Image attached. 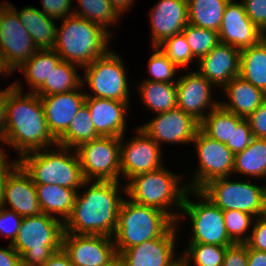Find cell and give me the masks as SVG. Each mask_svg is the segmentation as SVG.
<instances>
[{
	"mask_svg": "<svg viewBox=\"0 0 266 266\" xmlns=\"http://www.w3.org/2000/svg\"><path fill=\"white\" fill-rule=\"evenodd\" d=\"M21 88L17 82L7 87L3 136V142L14 147L20 157L57 145V139L48 128L40 96L30 91L23 95Z\"/></svg>",
	"mask_w": 266,
	"mask_h": 266,
	"instance_id": "cell-1",
	"label": "cell"
},
{
	"mask_svg": "<svg viewBox=\"0 0 266 266\" xmlns=\"http://www.w3.org/2000/svg\"><path fill=\"white\" fill-rule=\"evenodd\" d=\"M90 183V184H89ZM86 192H77L72 214L64 223V233L113 237L123 198L118 181H85Z\"/></svg>",
	"mask_w": 266,
	"mask_h": 266,
	"instance_id": "cell-2",
	"label": "cell"
},
{
	"mask_svg": "<svg viewBox=\"0 0 266 266\" xmlns=\"http://www.w3.org/2000/svg\"><path fill=\"white\" fill-rule=\"evenodd\" d=\"M111 35L101 26L76 15L63 19L57 29L54 50L62 61L76 64L80 68L105 55L109 50Z\"/></svg>",
	"mask_w": 266,
	"mask_h": 266,
	"instance_id": "cell-3",
	"label": "cell"
},
{
	"mask_svg": "<svg viewBox=\"0 0 266 266\" xmlns=\"http://www.w3.org/2000/svg\"><path fill=\"white\" fill-rule=\"evenodd\" d=\"M176 174L163 166L160 169L132 177L122 189L131 201L157 208L177 223L182 215L168 209L173 206L179 210L182 209L189 188L186 184L180 185L181 176Z\"/></svg>",
	"mask_w": 266,
	"mask_h": 266,
	"instance_id": "cell-4",
	"label": "cell"
},
{
	"mask_svg": "<svg viewBox=\"0 0 266 266\" xmlns=\"http://www.w3.org/2000/svg\"><path fill=\"white\" fill-rule=\"evenodd\" d=\"M54 149L52 152L48 148L31 151L19 157V164L34 185H59L69 189L85 187L86 180L76 151L69 155L67 152L71 150L68 147L55 145Z\"/></svg>",
	"mask_w": 266,
	"mask_h": 266,
	"instance_id": "cell-5",
	"label": "cell"
},
{
	"mask_svg": "<svg viewBox=\"0 0 266 266\" xmlns=\"http://www.w3.org/2000/svg\"><path fill=\"white\" fill-rule=\"evenodd\" d=\"M64 223L45 213L23 217L12 247L21 256V266H41L62 249Z\"/></svg>",
	"mask_w": 266,
	"mask_h": 266,
	"instance_id": "cell-6",
	"label": "cell"
},
{
	"mask_svg": "<svg viewBox=\"0 0 266 266\" xmlns=\"http://www.w3.org/2000/svg\"><path fill=\"white\" fill-rule=\"evenodd\" d=\"M175 222L163 211L123 199L113 235L117 254L161 237Z\"/></svg>",
	"mask_w": 266,
	"mask_h": 266,
	"instance_id": "cell-7",
	"label": "cell"
},
{
	"mask_svg": "<svg viewBox=\"0 0 266 266\" xmlns=\"http://www.w3.org/2000/svg\"><path fill=\"white\" fill-rule=\"evenodd\" d=\"M200 191L222 211L240 210L254 219L266 215V186L220 177L209 181Z\"/></svg>",
	"mask_w": 266,
	"mask_h": 266,
	"instance_id": "cell-8",
	"label": "cell"
},
{
	"mask_svg": "<svg viewBox=\"0 0 266 266\" xmlns=\"http://www.w3.org/2000/svg\"><path fill=\"white\" fill-rule=\"evenodd\" d=\"M84 69L82 85L88 84L93 92V94L85 93L86 97L129 102V83L124 64L118 54L108 51L86 65Z\"/></svg>",
	"mask_w": 266,
	"mask_h": 266,
	"instance_id": "cell-9",
	"label": "cell"
},
{
	"mask_svg": "<svg viewBox=\"0 0 266 266\" xmlns=\"http://www.w3.org/2000/svg\"><path fill=\"white\" fill-rule=\"evenodd\" d=\"M194 193L201 199L194 203L187 197ZM182 212L187 214L192 223V237L189 243H203L220 246H231L235 244L226 231L223 212L200 190H188L185 195Z\"/></svg>",
	"mask_w": 266,
	"mask_h": 266,
	"instance_id": "cell-10",
	"label": "cell"
},
{
	"mask_svg": "<svg viewBox=\"0 0 266 266\" xmlns=\"http://www.w3.org/2000/svg\"><path fill=\"white\" fill-rule=\"evenodd\" d=\"M75 150L85 180L121 182L120 137H99Z\"/></svg>",
	"mask_w": 266,
	"mask_h": 266,
	"instance_id": "cell-11",
	"label": "cell"
},
{
	"mask_svg": "<svg viewBox=\"0 0 266 266\" xmlns=\"http://www.w3.org/2000/svg\"><path fill=\"white\" fill-rule=\"evenodd\" d=\"M196 144L199 169L196 170L190 190H200L209 181L229 177L233 173L234 153L224 144L207 136L200 128L192 141Z\"/></svg>",
	"mask_w": 266,
	"mask_h": 266,
	"instance_id": "cell-12",
	"label": "cell"
},
{
	"mask_svg": "<svg viewBox=\"0 0 266 266\" xmlns=\"http://www.w3.org/2000/svg\"><path fill=\"white\" fill-rule=\"evenodd\" d=\"M0 51L14 72L38 50L17 13L6 2L0 3Z\"/></svg>",
	"mask_w": 266,
	"mask_h": 266,
	"instance_id": "cell-13",
	"label": "cell"
},
{
	"mask_svg": "<svg viewBox=\"0 0 266 266\" xmlns=\"http://www.w3.org/2000/svg\"><path fill=\"white\" fill-rule=\"evenodd\" d=\"M137 135L126 144L124 135L120 137V173L128 181L139 174L151 172L163 167L161 147L141 128Z\"/></svg>",
	"mask_w": 266,
	"mask_h": 266,
	"instance_id": "cell-14",
	"label": "cell"
},
{
	"mask_svg": "<svg viewBox=\"0 0 266 266\" xmlns=\"http://www.w3.org/2000/svg\"><path fill=\"white\" fill-rule=\"evenodd\" d=\"M62 249L74 266H105L118 256L113 237L105 235L64 233Z\"/></svg>",
	"mask_w": 266,
	"mask_h": 266,
	"instance_id": "cell-15",
	"label": "cell"
},
{
	"mask_svg": "<svg viewBox=\"0 0 266 266\" xmlns=\"http://www.w3.org/2000/svg\"><path fill=\"white\" fill-rule=\"evenodd\" d=\"M160 147L163 143H191L200 123L178 107L158 113L155 118L139 126Z\"/></svg>",
	"mask_w": 266,
	"mask_h": 266,
	"instance_id": "cell-16",
	"label": "cell"
},
{
	"mask_svg": "<svg viewBox=\"0 0 266 266\" xmlns=\"http://www.w3.org/2000/svg\"><path fill=\"white\" fill-rule=\"evenodd\" d=\"M176 86L177 107L186 114L191 115L199 123L210 110L220 105V102L212 99L211 89L213 84L201 75L198 70L179 77L176 80ZM205 109H208V111ZM205 111L208 113H204Z\"/></svg>",
	"mask_w": 266,
	"mask_h": 266,
	"instance_id": "cell-17",
	"label": "cell"
},
{
	"mask_svg": "<svg viewBox=\"0 0 266 266\" xmlns=\"http://www.w3.org/2000/svg\"><path fill=\"white\" fill-rule=\"evenodd\" d=\"M221 43L242 50L257 44L265 34L250 20L242 2L229 0L218 31Z\"/></svg>",
	"mask_w": 266,
	"mask_h": 266,
	"instance_id": "cell-18",
	"label": "cell"
},
{
	"mask_svg": "<svg viewBox=\"0 0 266 266\" xmlns=\"http://www.w3.org/2000/svg\"><path fill=\"white\" fill-rule=\"evenodd\" d=\"M174 223L161 237L145 241L121 252L118 256L125 266H172L174 258L176 228Z\"/></svg>",
	"mask_w": 266,
	"mask_h": 266,
	"instance_id": "cell-19",
	"label": "cell"
},
{
	"mask_svg": "<svg viewBox=\"0 0 266 266\" xmlns=\"http://www.w3.org/2000/svg\"><path fill=\"white\" fill-rule=\"evenodd\" d=\"M198 70L214 86L223 88L232 78L239 76L240 50L219 42L198 60Z\"/></svg>",
	"mask_w": 266,
	"mask_h": 266,
	"instance_id": "cell-20",
	"label": "cell"
},
{
	"mask_svg": "<svg viewBox=\"0 0 266 266\" xmlns=\"http://www.w3.org/2000/svg\"><path fill=\"white\" fill-rule=\"evenodd\" d=\"M152 47L182 33L188 24V0H160L151 9Z\"/></svg>",
	"mask_w": 266,
	"mask_h": 266,
	"instance_id": "cell-21",
	"label": "cell"
},
{
	"mask_svg": "<svg viewBox=\"0 0 266 266\" xmlns=\"http://www.w3.org/2000/svg\"><path fill=\"white\" fill-rule=\"evenodd\" d=\"M80 90L40 96L48 128L56 139L68 129L75 115L85 103L86 95Z\"/></svg>",
	"mask_w": 266,
	"mask_h": 266,
	"instance_id": "cell-22",
	"label": "cell"
},
{
	"mask_svg": "<svg viewBox=\"0 0 266 266\" xmlns=\"http://www.w3.org/2000/svg\"><path fill=\"white\" fill-rule=\"evenodd\" d=\"M85 104L88 106L91 119L96 133L100 137H122L126 131V112L129 102L118 100L86 97Z\"/></svg>",
	"mask_w": 266,
	"mask_h": 266,
	"instance_id": "cell-23",
	"label": "cell"
},
{
	"mask_svg": "<svg viewBox=\"0 0 266 266\" xmlns=\"http://www.w3.org/2000/svg\"><path fill=\"white\" fill-rule=\"evenodd\" d=\"M4 192V207L10 205L9 210L15 211L22 217L42 213L35 185L20 164L9 174Z\"/></svg>",
	"mask_w": 266,
	"mask_h": 266,
	"instance_id": "cell-24",
	"label": "cell"
},
{
	"mask_svg": "<svg viewBox=\"0 0 266 266\" xmlns=\"http://www.w3.org/2000/svg\"><path fill=\"white\" fill-rule=\"evenodd\" d=\"M228 102L220 105L238 116L247 118L265 100L266 94L259 88L245 81L240 76L234 77L223 88Z\"/></svg>",
	"mask_w": 266,
	"mask_h": 266,
	"instance_id": "cell-25",
	"label": "cell"
},
{
	"mask_svg": "<svg viewBox=\"0 0 266 266\" xmlns=\"http://www.w3.org/2000/svg\"><path fill=\"white\" fill-rule=\"evenodd\" d=\"M8 5L17 13L21 24L26 28L38 49L54 48L57 35L55 19L47 17L40 9L33 6L17 11L10 3Z\"/></svg>",
	"mask_w": 266,
	"mask_h": 266,
	"instance_id": "cell-26",
	"label": "cell"
},
{
	"mask_svg": "<svg viewBox=\"0 0 266 266\" xmlns=\"http://www.w3.org/2000/svg\"><path fill=\"white\" fill-rule=\"evenodd\" d=\"M35 189L42 213L59 216L58 219L65 223L72 214L78 189L48 184L35 185Z\"/></svg>",
	"mask_w": 266,
	"mask_h": 266,
	"instance_id": "cell-27",
	"label": "cell"
},
{
	"mask_svg": "<svg viewBox=\"0 0 266 266\" xmlns=\"http://www.w3.org/2000/svg\"><path fill=\"white\" fill-rule=\"evenodd\" d=\"M239 76L266 94V36L240 51Z\"/></svg>",
	"mask_w": 266,
	"mask_h": 266,
	"instance_id": "cell-28",
	"label": "cell"
},
{
	"mask_svg": "<svg viewBox=\"0 0 266 266\" xmlns=\"http://www.w3.org/2000/svg\"><path fill=\"white\" fill-rule=\"evenodd\" d=\"M62 58L54 49H38L36 53L17 70L24 73L31 92L35 93L48 79L51 71L58 66Z\"/></svg>",
	"mask_w": 266,
	"mask_h": 266,
	"instance_id": "cell-29",
	"label": "cell"
},
{
	"mask_svg": "<svg viewBox=\"0 0 266 266\" xmlns=\"http://www.w3.org/2000/svg\"><path fill=\"white\" fill-rule=\"evenodd\" d=\"M243 119L219 105L200 122V129L207 136L224 143L231 150L233 127H236Z\"/></svg>",
	"mask_w": 266,
	"mask_h": 266,
	"instance_id": "cell-30",
	"label": "cell"
},
{
	"mask_svg": "<svg viewBox=\"0 0 266 266\" xmlns=\"http://www.w3.org/2000/svg\"><path fill=\"white\" fill-rule=\"evenodd\" d=\"M233 172L266 177V138H253L247 148L234 154Z\"/></svg>",
	"mask_w": 266,
	"mask_h": 266,
	"instance_id": "cell-31",
	"label": "cell"
},
{
	"mask_svg": "<svg viewBox=\"0 0 266 266\" xmlns=\"http://www.w3.org/2000/svg\"><path fill=\"white\" fill-rule=\"evenodd\" d=\"M139 94L142 96L144 105L157 114L169 111L177 107L176 83H165L143 80L138 85Z\"/></svg>",
	"mask_w": 266,
	"mask_h": 266,
	"instance_id": "cell-32",
	"label": "cell"
},
{
	"mask_svg": "<svg viewBox=\"0 0 266 266\" xmlns=\"http://www.w3.org/2000/svg\"><path fill=\"white\" fill-rule=\"evenodd\" d=\"M76 64L61 61L49 74L48 79L35 92L38 96H49L53 94L65 93L78 88L82 85V77L78 75Z\"/></svg>",
	"mask_w": 266,
	"mask_h": 266,
	"instance_id": "cell-33",
	"label": "cell"
},
{
	"mask_svg": "<svg viewBox=\"0 0 266 266\" xmlns=\"http://www.w3.org/2000/svg\"><path fill=\"white\" fill-rule=\"evenodd\" d=\"M228 2L229 0H188V23L218 32Z\"/></svg>",
	"mask_w": 266,
	"mask_h": 266,
	"instance_id": "cell-34",
	"label": "cell"
},
{
	"mask_svg": "<svg viewBox=\"0 0 266 266\" xmlns=\"http://www.w3.org/2000/svg\"><path fill=\"white\" fill-rule=\"evenodd\" d=\"M99 137L91 119L88 106L84 103L70 123L68 129L57 139V145L73 150L79 145Z\"/></svg>",
	"mask_w": 266,
	"mask_h": 266,
	"instance_id": "cell-35",
	"label": "cell"
},
{
	"mask_svg": "<svg viewBox=\"0 0 266 266\" xmlns=\"http://www.w3.org/2000/svg\"><path fill=\"white\" fill-rule=\"evenodd\" d=\"M77 2L79 3L80 11L74 9V15L101 26L112 36L108 26L116 23L120 16L113 8L110 0H78Z\"/></svg>",
	"mask_w": 266,
	"mask_h": 266,
	"instance_id": "cell-36",
	"label": "cell"
},
{
	"mask_svg": "<svg viewBox=\"0 0 266 266\" xmlns=\"http://www.w3.org/2000/svg\"><path fill=\"white\" fill-rule=\"evenodd\" d=\"M228 246L203 243H188L186 252L181 256L187 266H222Z\"/></svg>",
	"mask_w": 266,
	"mask_h": 266,
	"instance_id": "cell-37",
	"label": "cell"
},
{
	"mask_svg": "<svg viewBox=\"0 0 266 266\" xmlns=\"http://www.w3.org/2000/svg\"><path fill=\"white\" fill-rule=\"evenodd\" d=\"M182 33L197 60L208 54L220 42L217 31L196 27L189 23Z\"/></svg>",
	"mask_w": 266,
	"mask_h": 266,
	"instance_id": "cell-38",
	"label": "cell"
},
{
	"mask_svg": "<svg viewBox=\"0 0 266 266\" xmlns=\"http://www.w3.org/2000/svg\"><path fill=\"white\" fill-rule=\"evenodd\" d=\"M158 48L162 50L167 55L168 59L177 67L185 66L187 70L188 64L194 62L193 60L196 59L183 33L167 38L158 45Z\"/></svg>",
	"mask_w": 266,
	"mask_h": 266,
	"instance_id": "cell-39",
	"label": "cell"
},
{
	"mask_svg": "<svg viewBox=\"0 0 266 266\" xmlns=\"http://www.w3.org/2000/svg\"><path fill=\"white\" fill-rule=\"evenodd\" d=\"M222 212L229 238L234 243L245 244L250 236L245 232H247V230L251 226V222L254 216L240 210H224Z\"/></svg>",
	"mask_w": 266,
	"mask_h": 266,
	"instance_id": "cell-40",
	"label": "cell"
},
{
	"mask_svg": "<svg viewBox=\"0 0 266 266\" xmlns=\"http://www.w3.org/2000/svg\"><path fill=\"white\" fill-rule=\"evenodd\" d=\"M152 48H154V53L150 56L148 61V72L152 78H146V80L176 83L173 77L176 76L175 72L177 66L168 59L167 55L160 50L158 46Z\"/></svg>",
	"mask_w": 266,
	"mask_h": 266,
	"instance_id": "cell-41",
	"label": "cell"
},
{
	"mask_svg": "<svg viewBox=\"0 0 266 266\" xmlns=\"http://www.w3.org/2000/svg\"><path fill=\"white\" fill-rule=\"evenodd\" d=\"M23 217L15 211L9 210L8 207L0 209V234L11 238L9 244L12 245L15 241Z\"/></svg>",
	"mask_w": 266,
	"mask_h": 266,
	"instance_id": "cell-42",
	"label": "cell"
},
{
	"mask_svg": "<svg viewBox=\"0 0 266 266\" xmlns=\"http://www.w3.org/2000/svg\"><path fill=\"white\" fill-rule=\"evenodd\" d=\"M253 139L250 124L244 118L236 127H233V134L231 135V151L236 154L243 151L249 146Z\"/></svg>",
	"mask_w": 266,
	"mask_h": 266,
	"instance_id": "cell-43",
	"label": "cell"
},
{
	"mask_svg": "<svg viewBox=\"0 0 266 266\" xmlns=\"http://www.w3.org/2000/svg\"><path fill=\"white\" fill-rule=\"evenodd\" d=\"M242 3L250 20L266 36V0H243Z\"/></svg>",
	"mask_w": 266,
	"mask_h": 266,
	"instance_id": "cell-44",
	"label": "cell"
},
{
	"mask_svg": "<svg viewBox=\"0 0 266 266\" xmlns=\"http://www.w3.org/2000/svg\"><path fill=\"white\" fill-rule=\"evenodd\" d=\"M41 2L42 12L47 17L58 20L74 15V12H71L73 0H42Z\"/></svg>",
	"mask_w": 266,
	"mask_h": 266,
	"instance_id": "cell-45",
	"label": "cell"
},
{
	"mask_svg": "<svg viewBox=\"0 0 266 266\" xmlns=\"http://www.w3.org/2000/svg\"><path fill=\"white\" fill-rule=\"evenodd\" d=\"M253 225L245 244L250 249L266 251V215L255 218Z\"/></svg>",
	"mask_w": 266,
	"mask_h": 266,
	"instance_id": "cell-46",
	"label": "cell"
},
{
	"mask_svg": "<svg viewBox=\"0 0 266 266\" xmlns=\"http://www.w3.org/2000/svg\"><path fill=\"white\" fill-rule=\"evenodd\" d=\"M248 247L246 244L235 243L226 248L222 266H247Z\"/></svg>",
	"mask_w": 266,
	"mask_h": 266,
	"instance_id": "cell-47",
	"label": "cell"
},
{
	"mask_svg": "<svg viewBox=\"0 0 266 266\" xmlns=\"http://www.w3.org/2000/svg\"><path fill=\"white\" fill-rule=\"evenodd\" d=\"M253 138H266V100L246 118Z\"/></svg>",
	"mask_w": 266,
	"mask_h": 266,
	"instance_id": "cell-48",
	"label": "cell"
},
{
	"mask_svg": "<svg viewBox=\"0 0 266 266\" xmlns=\"http://www.w3.org/2000/svg\"><path fill=\"white\" fill-rule=\"evenodd\" d=\"M0 153V209L4 207V194L5 184L9 174L19 165V159H16L9 164L8 158L4 154Z\"/></svg>",
	"mask_w": 266,
	"mask_h": 266,
	"instance_id": "cell-49",
	"label": "cell"
},
{
	"mask_svg": "<svg viewBox=\"0 0 266 266\" xmlns=\"http://www.w3.org/2000/svg\"><path fill=\"white\" fill-rule=\"evenodd\" d=\"M6 248L0 247V266H21V256L12 247V245Z\"/></svg>",
	"mask_w": 266,
	"mask_h": 266,
	"instance_id": "cell-50",
	"label": "cell"
},
{
	"mask_svg": "<svg viewBox=\"0 0 266 266\" xmlns=\"http://www.w3.org/2000/svg\"><path fill=\"white\" fill-rule=\"evenodd\" d=\"M41 266H74L63 249L55 252Z\"/></svg>",
	"mask_w": 266,
	"mask_h": 266,
	"instance_id": "cell-51",
	"label": "cell"
},
{
	"mask_svg": "<svg viewBox=\"0 0 266 266\" xmlns=\"http://www.w3.org/2000/svg\"><path fill=\"white\" fill-rule=\"evenodd\" d=\"M247 266H266V251L248 248Z\"/></svg>",
	"mask_w": 266,
	"mask_h": 266,
	"instance_id": "cell-52",
	"label": "cell"
},
{
	"mask_svg": "<svg viewBox=\"0 0 266 266\" xmlns=\"http://www.w3.org/2000/svg\"><path fill=\"white\" fill-rule=\"evenodd\" d=\"M110 1L113 8L120 16V13L126 11V8L129 9V7H131V4L133 3L134 0H110Z\"/></svg>",
	"mask_w": 266,
	"mask_h": 266,
	"instance_id": "cell-53",
	"label": "cell"
},
{
	"mask_svg": "<svg viewBox=\"0 0 266 266\" xmlns=\"http://www.w3.org/2000/svg\"><path fill=\"white\" fill-rule=\"evenodd\" d=\"M7 88L0 91V122H6Z\"/></svg>",
	"mask_w": 266,
	"mask_h": 266,
	"instance_id": "cell-54",
	"label": "cell"
},
{
	"mask_svg": "<svg viewBox=\"0 0 266 266\" xmlns=\"http://www.w3.org/2000/svg\"><path fill=\"white\" fill-rule=\"evenodd\" d=\"M11 72H13L12 69L6 64L4 56L2 52L0 51V75L3 73L9 76Z\"/></svg>",
	"mask_w": 266,
	"mask_h": 266,
	"instance_id": "cell-55",
	"label": "cell"
},
{
	"mask_svg": "<svg viewBox=\"0 0 266 266\" xmlns=\"http://www.w3.org/2000/svg\"><path fill=\"white\" fill-rule=\"evenodd\" d=\"M105 266H125L123 261L120 259L119 256H117L113 261H111L110 263H108Z\"/></svg>",
	"mask_w": 266,
	"mask_h": 266,
	"instance_id": "cell-56",
	"label": "cell"
},
{
	"mask_svg": "<svg viewBox=\"0 0 266 266\" xmlns=\"http://www.w3.org/2000/svg\"><path fill=\"white\" fill-rule=\"evenodd\" d=\"M4 128H5V122H0V143H3V136H4ZM3 144H0V146ZM3 148L0 147V151L4 152V150H2Z\"/></svg>",
	"mask_w": 266,
	"mask_h": 266,
	"instance_id": "cell-57",
	"label": "cell"
},
{
	"mask_svg": "<svg viewBox=\"0 0 266 266\" xmlns=\"http://www.w3.org/2000/svg\"><path fill=\"white\" fill-rule=\"evenodd\" d=\"M172 266H187L185 261L182 257H179V259L172 265Z\"/></svg>",
	"mask_w": 266,
	"mask_h": 266,
	"instance_id": "cell-58",
	"label": "cell"
}]
</instances>
